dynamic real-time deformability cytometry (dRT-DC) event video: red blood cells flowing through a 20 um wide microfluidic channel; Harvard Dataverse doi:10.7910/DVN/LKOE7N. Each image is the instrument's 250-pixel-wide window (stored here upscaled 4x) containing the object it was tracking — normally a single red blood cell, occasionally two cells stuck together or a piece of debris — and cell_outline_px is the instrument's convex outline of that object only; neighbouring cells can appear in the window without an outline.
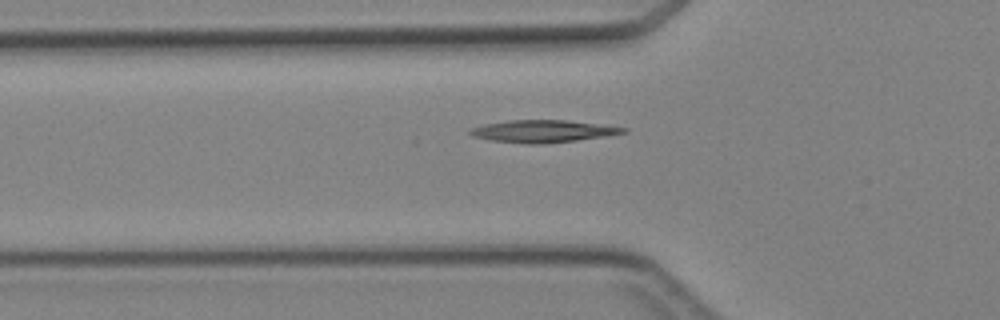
{"species": "Egyptian fruit bat (a non-hibernating species)", "species_latin": "Rousettus aegyptiacus", "temperature_condition": "cold", "stored_images_in_passage": 34, "camera_frame_rate_fps": 3000, "um_per_image_px": 0.085, "animal": {"sex": "female"}, "frame": {"image": 1, "passage_image": 5, "time_ms": 1.333, "image_size_px": [1000, 320], "cell_outline_px": [[628, 132], [608, 136], [576, 140], [540, 144], [528, 144], [492, 140], [472, 136], [468, 132], [468, 128], [484, 124], [508, 120], [564, 120], [608, 124], [628, 128]], "centroid_in_image_um": [46.2, 11.14], "position_along_channel_um": 79.6, "area_um2": 20.17}}
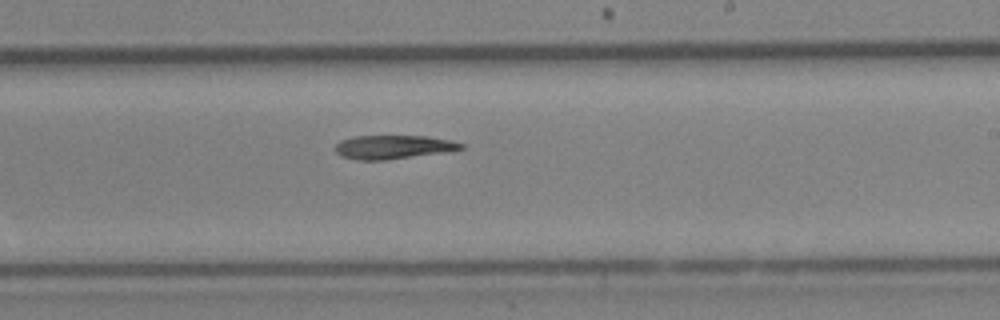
{"frame": {"image": 2, "passage_image": 17, "time_ms": 5.333, "image_size_px": [1000, 320], "cell_outline_px": [[464, 148], [452, 152], [384, 160], [360, 160], [340, 156], [336, 152], [336, 144], [340, 140], [352, 136], [428, 136], [452, 140], [464, 144]], "centroid_in_image_um": [33.48, 12.5], "position_along_channel_um": 255.5, "area_um2": 17.69}}
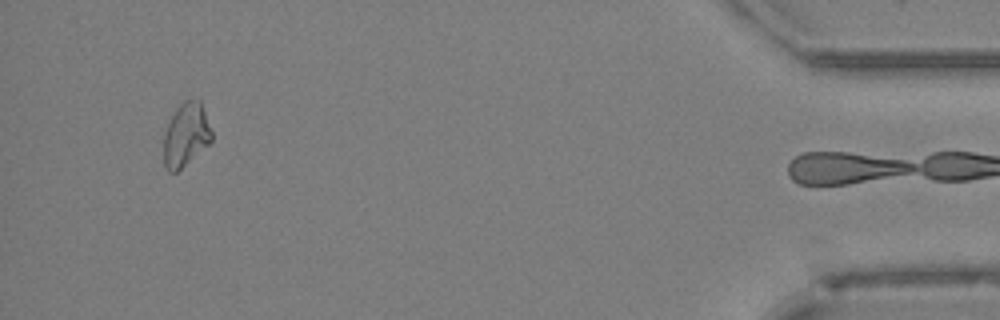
{"frame": {"image": 3, "passage_image": 33, "time_ms": 10.667, "image_size_px": [1000, 320], "cell_outline_px": [[212, 140], [208, 144], [176, 172], [168, 172], [164, 164], [164, 132], [176, 108], [184, 100], [200, 100], [212, 132]], "centroid_in_image_um": [15.79, 11.45], "position_along_channel_um": 419.4, "area_um2": 17.4}}